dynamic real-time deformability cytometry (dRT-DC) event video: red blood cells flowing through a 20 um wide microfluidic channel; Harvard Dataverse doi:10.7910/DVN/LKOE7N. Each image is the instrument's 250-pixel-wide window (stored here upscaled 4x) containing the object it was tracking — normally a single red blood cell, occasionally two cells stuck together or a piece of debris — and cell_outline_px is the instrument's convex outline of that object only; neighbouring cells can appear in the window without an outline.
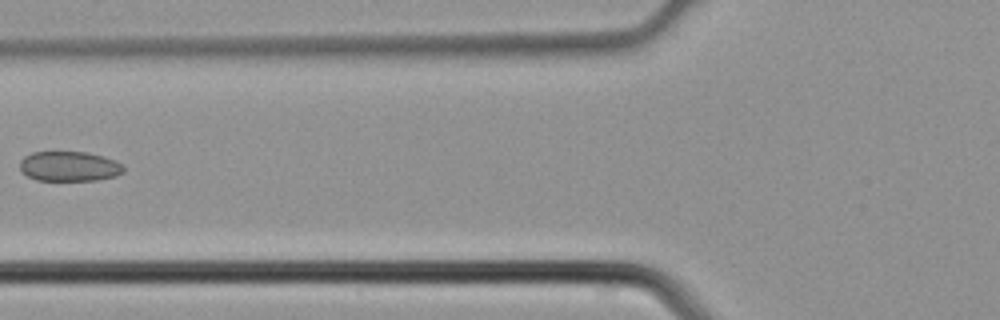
{"species": "common noctule bat (a hibernating species)", "species_latin": "Nyctalus noctula", "temperature_condition": "cold", "stored_images_in_passage": 6, "segment_of_instrument_passage": [1, 2], "camera_frame_rate_fps": 3000, "um_per_image_px": 0.085, "animal": {"sex": "male", "body_mass_g": 21.5, "forearm_length_mm": 52.0}, "frame": {"image": 1, "passage_image": 5, "time_ms": 1.333, "image_size_px": [1000, 320], "cell_outline_px": [[124, 172], [116, 176], [96, 180], [36, 180], [28, 176], [20, 168], [20, 160], [24, 156], [32, 152], [88, 152], [116, 160], [124, 164]], "centroid_in_image_um": [5.92, 14.13], "position_along_channel_um": 119.9, "area_um2": 18.15}}